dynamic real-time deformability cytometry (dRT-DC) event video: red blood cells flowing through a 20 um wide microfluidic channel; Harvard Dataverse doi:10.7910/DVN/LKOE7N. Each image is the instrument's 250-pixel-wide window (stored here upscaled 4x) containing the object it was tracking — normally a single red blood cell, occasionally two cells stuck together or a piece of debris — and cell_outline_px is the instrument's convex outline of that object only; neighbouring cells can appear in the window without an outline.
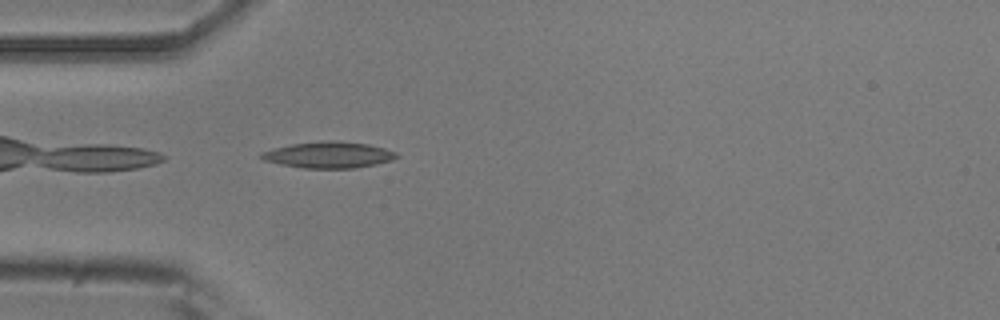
{"species": "common noctule bat (a hibernating species)", "species_latin": "Nyctalus noctula", "temperature_condition": "room temperature", "stored_images_in_passage": 5, "camera_frame_rate_fps": 3000, "um_per_image_px": 0.085, "animal": {"sex": "male", "body_mass_g": 20.5, "forearm_length_mm": 52.5}, "frame": {"image": 1, "passage_image": 2, "time_ms": 0.333, "image_size_px": [1000, 320], "cell_outline_px": [[400, 156], [392, 160], [376, 164], [356, 168], [304, 168], [280, 164], [264, 160], [260, 156], [260, 152], [272, 148], [292, 144], [320, 140], [336, 140], [368, 144], [384, 148], [396, 152]], "centroid_in_image_um": [27.94, 13.15], "position_along_channel_um": 57.1, "area_um2": 20.87}}